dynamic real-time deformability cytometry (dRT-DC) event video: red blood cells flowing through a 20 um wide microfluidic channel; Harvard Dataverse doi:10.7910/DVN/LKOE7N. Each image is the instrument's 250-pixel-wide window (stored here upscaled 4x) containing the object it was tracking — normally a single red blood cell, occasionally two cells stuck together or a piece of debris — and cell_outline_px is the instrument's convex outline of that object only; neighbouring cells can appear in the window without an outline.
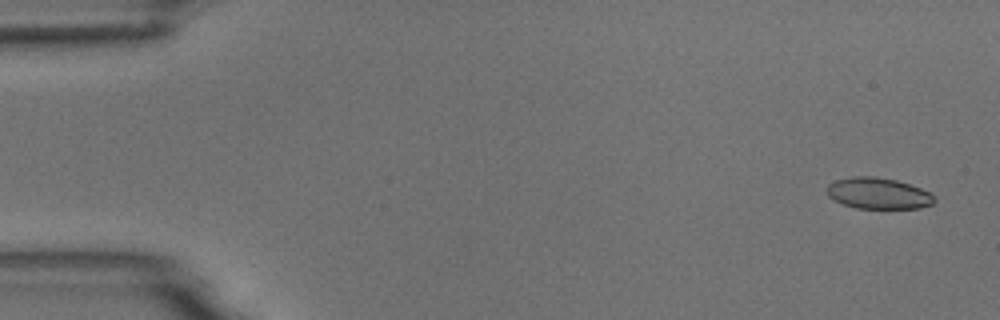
{"species": "common noctule bat (a hibernating species)", "species_latin": "Nyctalus noctula", "temperature_condition": "room temperature", "stored_images_in_passage": 4, "camera_frame_rate_fps": 3000, "um_per_image_px": 0.085, "animal": {"sex": "male", "body_mass_g": 18.8}, "frame": {"image": 1, "passage_image": 1, "time_ms": 0.0, "image_size_px": [1000, 320], "cell_outline_px": [[936, 200], [932, 204], [920, 208], [856, 208], [832, 200], [828, 196], [828, 184], [836, 180], [852, 176], [872, 176], [896, 180], [920, 188], [936, 196]], "centroid_in_image_um": [74.65, 16.44], "position_along_channel_um": 10.3, "area_um2": 19.48}}
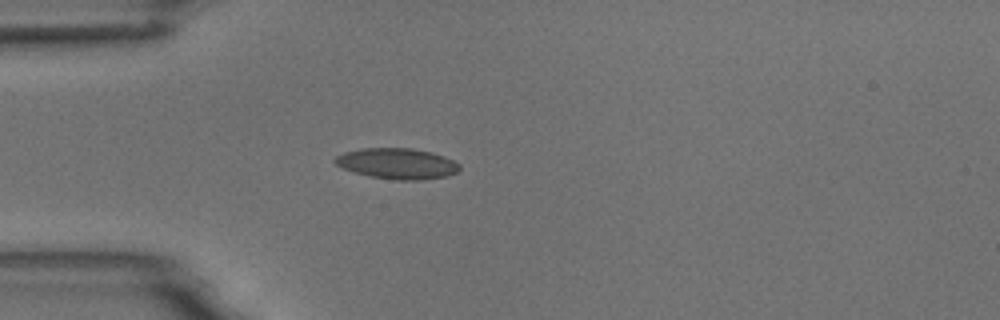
{"frame": {"image": 2, "passage_image": 4, "time_ms": 4.333, "image_size_px": [1000, 320], "cell_outline_px": [[460, 168], [456, 172], [448, 176], [420, 180], [396, 180], [372, 176], [352, 172], [336, 164], [332, 160], [336, 156], [344, 152], [360, 148], [412, 148], [432, 152], [444, 156], [460, 164]], "centroid_in_image_um": [33.76, 13.9], "position_along_channel_um": 51.2, "area_um2": 22.37}}